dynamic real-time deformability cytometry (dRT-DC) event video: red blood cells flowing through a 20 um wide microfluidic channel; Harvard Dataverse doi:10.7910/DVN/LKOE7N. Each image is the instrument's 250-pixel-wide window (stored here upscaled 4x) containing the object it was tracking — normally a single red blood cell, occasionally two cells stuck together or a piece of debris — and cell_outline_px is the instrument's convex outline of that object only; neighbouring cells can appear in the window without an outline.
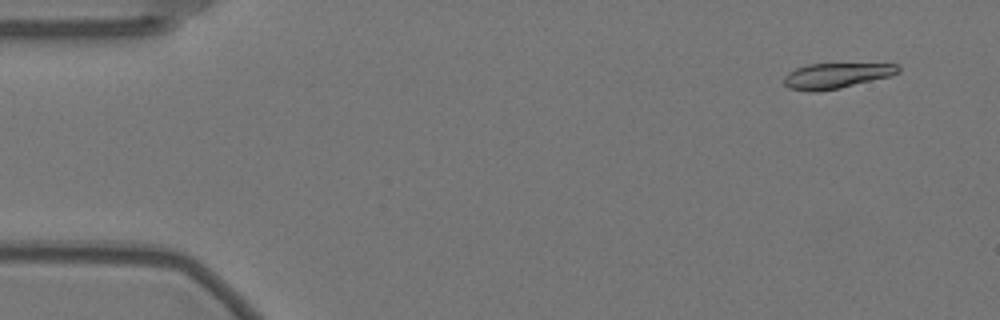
{"species": "Egyptian fruit bat (a non-hibernating species)", "species_latin": "Rousettus aegyptiacus", "temperature_condition": "warm", "stored_images_in_passage": 55, "camera_frame_rate_fps": 3000, "um_per_image_px": 0.085, "animal": {"sex": "female"}, "frame": {"image": 1, "passage_image": 2, "time_ms": 0.333, "image_size_px": [1000, 320], "cell_outline_px": [[900, 72], [888, 76], [840, 88], [812, 92], [808, 92], [788, 88], [784, 84], [784, 76], [788, 72], [796, 68], [808, 64], [900, 64]], "centroid_in_image_um": [71.04, 6.43], "position_along_channel_um": 14.0, "area_um2": 16.76}}
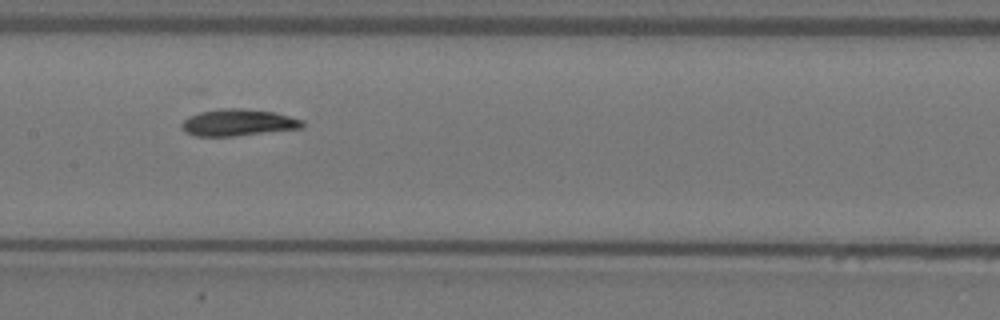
{"frame": {"image": 2, "passage_image": 26, "time_ms": 8.333, "image_size_px": [1000, 320], "cell_outline_px": [[304, 128], [236, 136], [196, 136], [188, 132], [180, 124], [188, 116], [200, 112], [224, 108], [244, 108], [272, 112], [304, 120]], "centroid_in_image_um": [20.28, 10.42], "position_along_channel_um": 187.1, "area_um2": 18.73}}
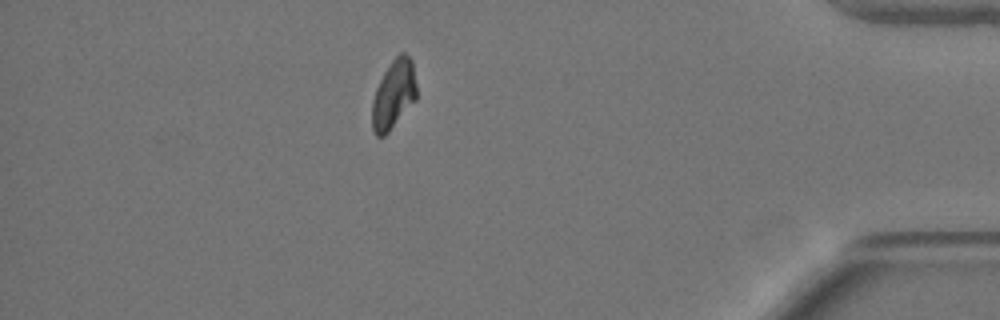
{"frame": {"image": 3, "passage_image": 48, "time_ms": 15.667, "image_size_px": [1000, 320], "cell_outline_px": [[416, 100], [388, 132], [384, 136], [376, 136], [372, 128], [372, 100], [376, 88], [384, 72], [392, 60], [400, 52], [404, 52], [412, 60], [416, 84]], "centroid_in_image_um": [33.46, 8.02], "position_along_channel_um": 401.7, "area_um2": 17.8}, "authors_computed_cell_mechanics": {"area_um2": 18.5538, "velocity_mm_per_s": 3.5175, "shape_relaxation_time_tau1_ms": 9.7456, "shape_relaxation_time_tau2_ms": 3.8448, "deformation_change_tau1": 0.2454, "deformation_change_tau2": 0.0634}}